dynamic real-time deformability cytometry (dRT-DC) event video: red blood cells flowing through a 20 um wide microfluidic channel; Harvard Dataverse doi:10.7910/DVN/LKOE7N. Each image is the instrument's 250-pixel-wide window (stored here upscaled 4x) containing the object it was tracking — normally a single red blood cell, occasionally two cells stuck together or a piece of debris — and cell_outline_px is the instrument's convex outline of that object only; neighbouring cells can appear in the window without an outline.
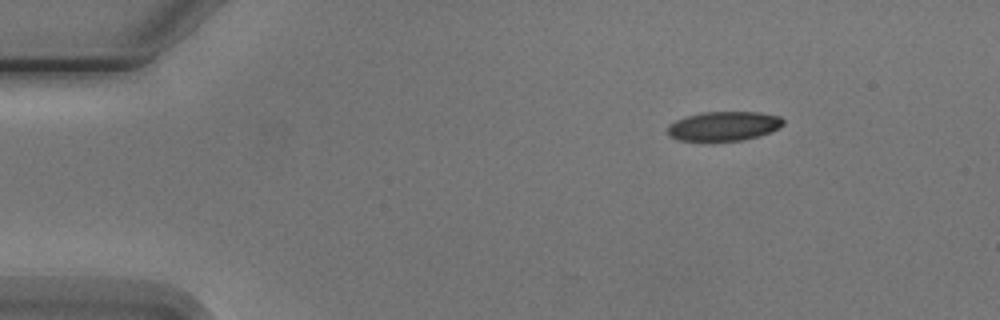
{"species": "Egyptian fruit bat (a non-hibernating species)", "species_latin": "Rousettus aegyptiacus", "temperature_condition": "cold", "stored_images_in_passage": 7, "camera_frame_rate_fps": 3000, "um_per_image_px": 0.085, "animal": {"sex": "male"}, "frame": {"image": 1, "passage_image": 1, "time_ms": 0.0, "image_size_px": [1000, 320], "cell_outline_px": [[784, 124], [780, 128], [760, 136], [744, 140], [680, 140], [672, 136], [668, 132], [668, 124], [676, 120], [700, 112], [760, 112], [780, 116], [784, 120]], "centroid_in_image_um": [61.58, 10.7], "position_along_channel_um": 23.4, "area_um2": 19.65}}
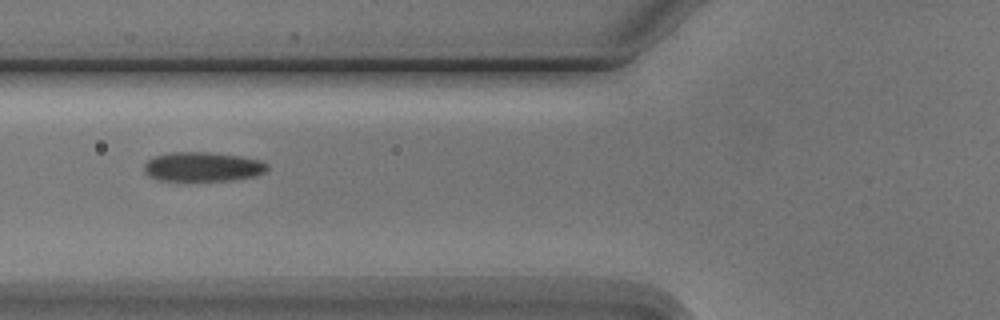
{"frame": {"image": 2, "passage_image": 4, "time_ms": 4.333, "image_size_px": [1000, 320], "cell_outline_px": [[268, 168], [264, 172], [252, 176], [232, 180], [156, 180], [148, 176], [144, 172], [144, 164], [148, 160], [156, 156], [168, 152], [208, 152], [236, 156], [260, 160], [268, 164]], "centroid_in_image_um": [17.18, 14.17], "position_along_channel_um": 108.6, "area_um2": 20.87}}
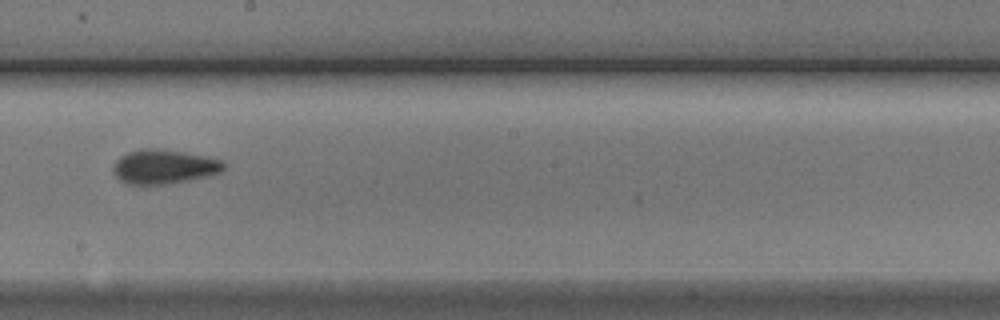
{"frame": {"image": 3, "passage_image": 7, "time_ms": 7.667, "image_size_px": [1000, 320], "cell_outline_px": [[224, 168], [220, 172], [208, 176], [188, 180], [164, 184], [128, 184], [120, 180], [112, 172], [112, 164], [120, 156], [128, 152], [140, 148], [156, 148], [184, 152], [224, 160]], "centroid_in_image_um": [13.9, 14.16], "position_along_channel_um": 234.3, "area_um2": 22.14}}